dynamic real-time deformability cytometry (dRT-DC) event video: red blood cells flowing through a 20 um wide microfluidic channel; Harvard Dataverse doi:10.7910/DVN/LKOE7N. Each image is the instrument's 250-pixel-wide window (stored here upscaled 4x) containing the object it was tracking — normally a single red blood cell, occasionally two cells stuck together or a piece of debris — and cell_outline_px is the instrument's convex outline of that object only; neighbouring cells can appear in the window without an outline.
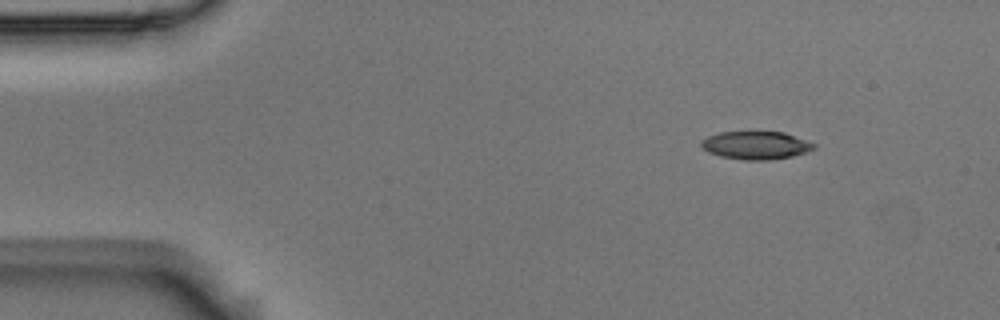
{"species": "Egyptian fruit bat (a non-hibernating species)", "species_latin": "Rousettus aegyptiacus", "temperature_condition": "room temperature", "stored_images_in_passage": 6, "camera_frame_rate_fps": 3000, "um_per_image_px": 0.085, "animal": {"sex": "male"}, "frame": {"image": 1, "passage_image": 1, "time_ms": 0.0, "image_size_px": [1000, 320], "cell_outline_px": [[816, 148], [792, 156], [768, 160], [744, 160], [720, 156], [708, 152], [700, 144], [700, 140], [708, 136], [720, 132], [784, 132], [816, 144]], "centroid_in_image_um": [64.23, 12.35], "position_along_channel_um": 20.8, "area_um2": 18.26}}
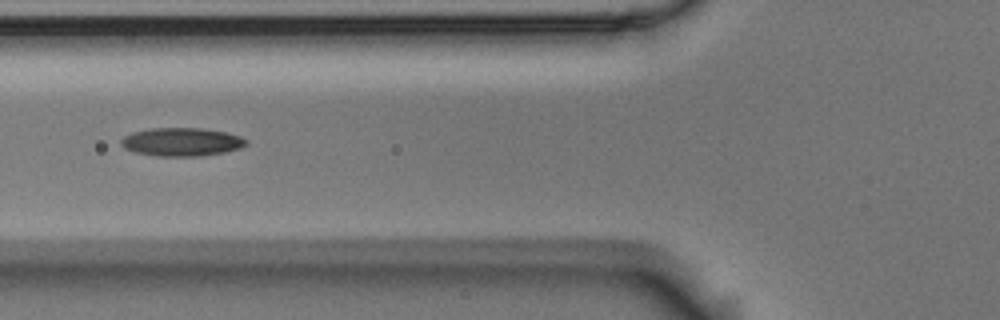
{"frame": {"image": 2, "passage_image": 5, "time_ms": 1.333, "image_size_px": [1000, 320], "cell_outline_px": [[248, 144], [240, 148], [224, 152], [200, 156], [156, 156], [136, 152], [124, 148], [120, 144], [120, 140], [124, 136], [132, 132], [152, 128], [200, 128], [228, 132], [240, 136], [248, 140]], "centroid_in_image_um": [15.45, 12.06], "position_along_channel_um": 110.3, "area_um2": 20.75}}
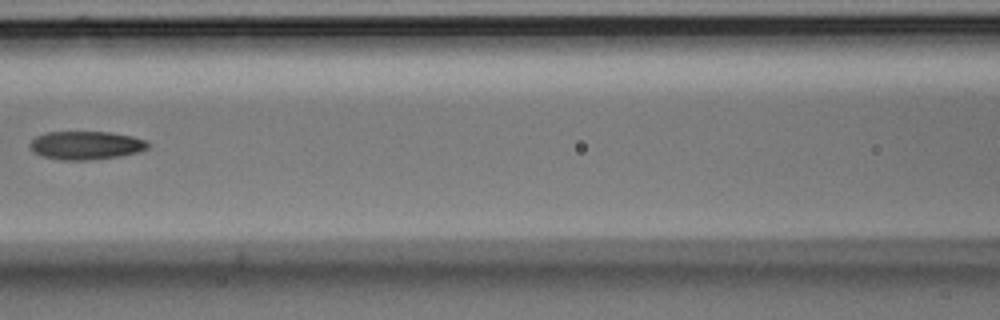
{"frame": {"image": 3, "passage_image": 6, "time_ms": 1.667, "image_size_px": [1000, 320], "cell_outline_px": [[152, 144], [148, 148], [136, 152], [120, 156], [88, 160], [60, 160], [40, 156], [32, 152], [28, 144], [36, 136], [48, 132], [112, 132], [132, 136], [144, 140]], "centroid_in_image_um": [7.27, 12.35], "position_along_channel_um": 159.3, "area_um2": 19.65}}